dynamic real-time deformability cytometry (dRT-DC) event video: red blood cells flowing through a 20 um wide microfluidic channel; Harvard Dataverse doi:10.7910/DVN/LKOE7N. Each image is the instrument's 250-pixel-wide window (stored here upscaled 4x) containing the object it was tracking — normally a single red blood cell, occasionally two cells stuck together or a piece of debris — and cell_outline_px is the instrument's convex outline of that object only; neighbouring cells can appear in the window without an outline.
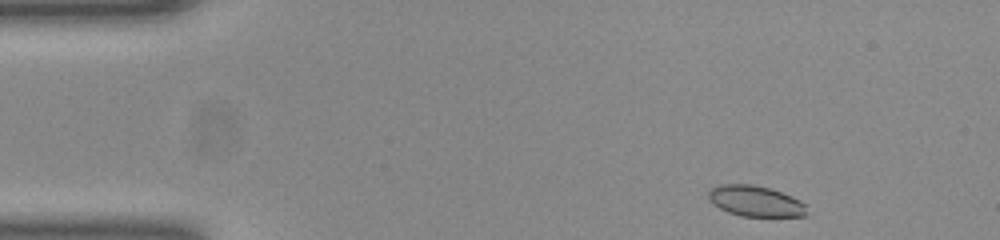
{"species": "common noctule bat (a hibernating species)", "species_latin": "Nyctalus noctula", "temperature_condition": "room temperature", "stored_images_in_passage": 47, "camera_frame_rate_fps": 3000, "um_per_image_px": 0.085, "animal": {"sex": "female", "body_mass_g": 23.0, "forearm_length_mm": 53.4}, "frame": {"image": 1, "passage_image": 1, "time_ms": 0.0, "image_size_px": [1000, 240], "cell_outline_px": [[808, 216], [740, 216], [728, 212], [712, 204], [708, 200], [708, 192], [712, 188], [720, 184], [752, 184], [768, 188], [792, 196], [800, 200], [804, 204]], "centroid_in_image_um": [64.19, 17.09], "position_along_channel_um": 20.8, "area_um2": 17.63}}
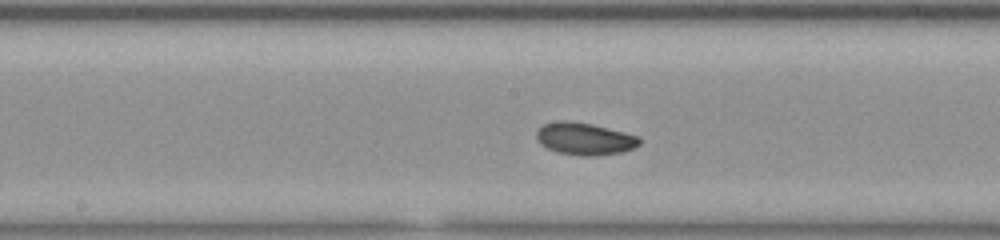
{"frame": {"image": 2, "passage_image": 21, "time_ms": 6.667, "image_size_px": [1000, 240], "cell_outline_px": [[640, 144], [632, 148], [620, 152], [596, 156], [580, 156], [556, 152], [540, 144], [536, 136], [536, 132], [544, 124], [560, 120], [568, 120], [592, 124], [640, 136]], "centroid_in_image_um": [49.68, 11.8], "position_along_channel_um": 198.5, "area_um2": 19.36}}
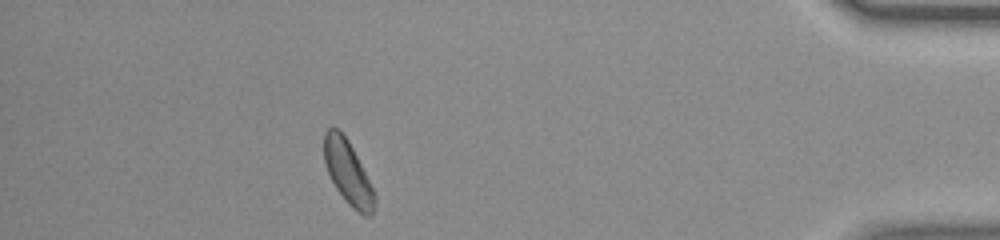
{"frame": {"image": 3, "passage_image": 41, "time_ms": 13.333, "image_size_px": [1000, 240], "cell_outline_px": [[376, 200], [372, 216], [364, 216], [356, 212], [348, 204], [336, 188], [324, 164], [324, 132], [328, 128], [336, 128], [348, 140], [376, 196]], "centroid_in_image_um": [29.57, 14.71], "position_along_channel_um": 405.6, "area_um2": 18.38}}